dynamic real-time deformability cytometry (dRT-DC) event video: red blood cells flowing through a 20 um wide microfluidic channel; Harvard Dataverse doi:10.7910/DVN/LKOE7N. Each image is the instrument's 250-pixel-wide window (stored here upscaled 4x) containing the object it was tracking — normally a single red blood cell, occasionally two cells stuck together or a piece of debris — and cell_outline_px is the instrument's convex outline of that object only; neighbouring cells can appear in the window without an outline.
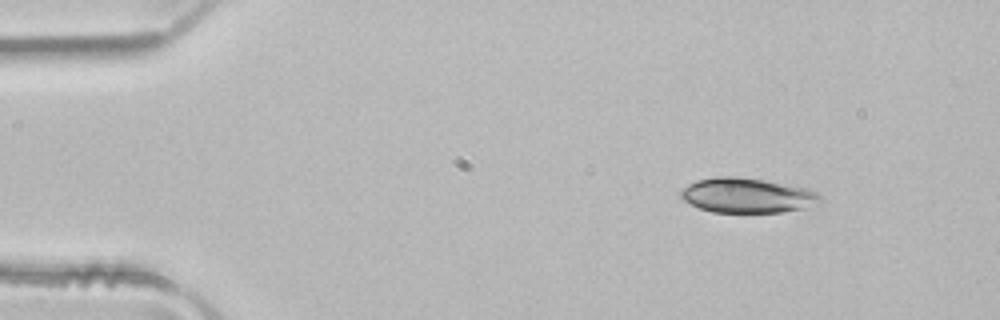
{"species": "common noctule bat (a hibernating species)", "species_latin": "Nyctalus noctula", "temperature_condition": "room temperature", "stored_images_in_passage": 4, "camera_frame_rate_fps": 3000, "um_per_image_px": 0.085, "animal": {"sex": "male", "body_mass_g": 21.5, "forearm_length_mm": 52.0}, "frame": {"image": 1, "passage_image": 1, "time_ms": 0.0, "image_size_px": [1000, 320], "cell_outline_px": [[824, 200], [820, 204], [804, 208], [784, 212], [712, 212], [700, 208], [684, 200], [680, 196], [680, 192], [688, 184], [696, 180], [716, 176], [736, 176], [764, 180], [808, 188], [816, 192]], "centroid_in_image_um": [63.55, 16.61], "position_along_channel_um": 21.5, "area_um2": 28.44}}
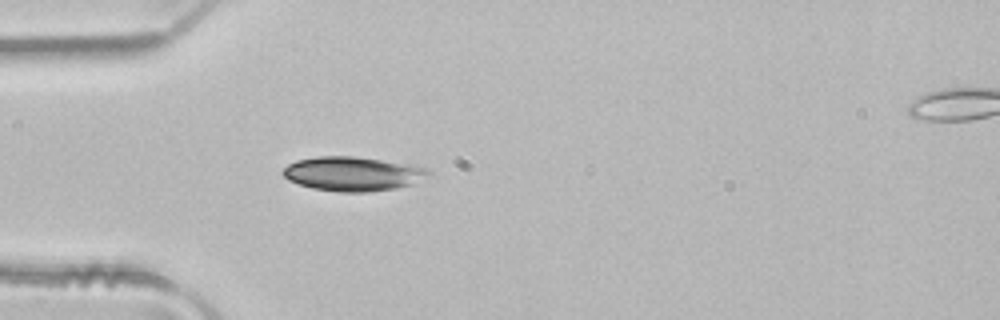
{"frame": {"image": 2, "passage_image": 3, "time_ms": 0.667, "image_size_px": [1000, 320], "cell_outline_px": [[432, 172], [412, 184], [396, 188], [368, 192], [340, 192], [312, 188], [288, 180], [284, 176], [284, 168], [288, 164], [296, 160], [316, 156], [352, 156], [380, 160], [424, 168]], "centroid_in_image_um": [29.92, 14.78], "position_along_channel_um": 55.1, "area_um2": 28.5}}